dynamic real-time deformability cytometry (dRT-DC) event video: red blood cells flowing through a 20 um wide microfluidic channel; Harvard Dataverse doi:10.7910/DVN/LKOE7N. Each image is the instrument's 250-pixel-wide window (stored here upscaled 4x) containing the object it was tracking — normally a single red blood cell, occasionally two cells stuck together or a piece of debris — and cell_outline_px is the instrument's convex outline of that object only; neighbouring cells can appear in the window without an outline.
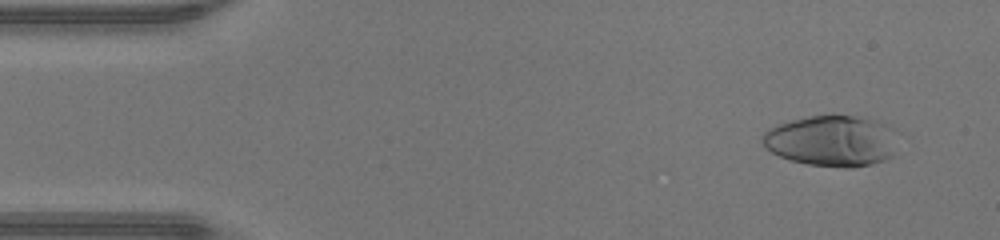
{"species": "human", "species_latin": "Homo sapiens", "temperature_condition": "warm", "stored_images_in_passage": 47, "camera_frame_rate_fps": 3000, "um_per_image_px": 0.085, "donor": {"sex": "male"}, "frame": {"image": 1, "passage_image": 4, "time_ms": 1.0, "image_size_px": [1000, 240], "cell_outline_px": [[892, 156], [884, 160], [872, 164], [852, 168], [844, 168], [808, 164], [792, 160], [780, 156], [764, 148], [760, 140], [760, 136], [768, 128], [776, 124], [808, 116], [832, 112], [856, 116], [876, 120], [892, 128]], "centroid_in_image_um": [70.61, 11.94], "position_along_channel_um": 14.4, "area_um2": 40.63}}
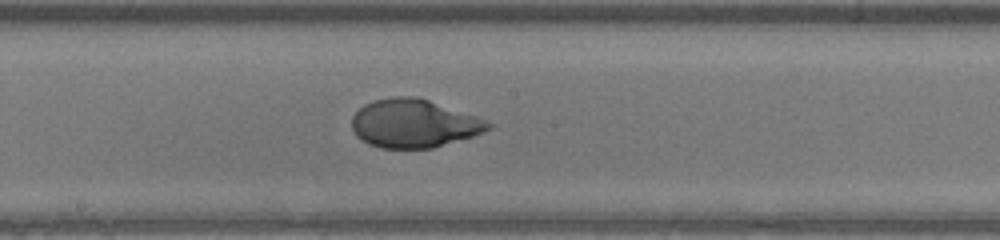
{"frame": {"image": 2, "passage_image": 25, "time_ms": 8.0, "image_size_px": [1000, 240], "cell_outline_px": [[496, 124], [492, 128], [484, 132], [472, 136], [432, 148], [380, 148], [368, 144], [356, 136], [352, 128], [352, 116], [364, 104], [372, 100], [392, 96], [416, 96], [476, 116]], "centroid_in_image_um": [35.17, 10.49], "position_along_channel_um": 213.0, "area_um2": 38.49}}
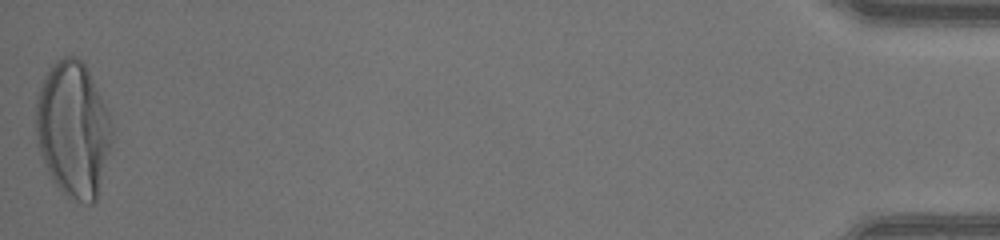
{"frame": {"image": 3, "passage_image": 47, "time_ms": 15.333, "image_size_px": [1000, 240], "cell_outline_px": [[112, 140], [96, 200], [92, 204], [88, 204], [76, 200], [60, 192], [52, 180], [48, 172], [40, 152], [36, 132], [36, 96], [44, 76], [52, 64], [56, 60], [64, 56], [76, 56], [84, 64], [108, 112], [112, 124]], "centroid_in_image_um": [6.2, 11.0], "position_along_channel_um": 429.0, "area_um2": 59.71}, "authors_computed_cell_mechanics": {"area_um2": 39.015, "velocity_mm_per_s": 4.4041, "shape_relaxation_time_tau1_ms": 6.6756, "shape_relaxation_time_tau2_ms": null, "deformation_change_tau1": 0.3634, "deformation_change_tau2": null}}